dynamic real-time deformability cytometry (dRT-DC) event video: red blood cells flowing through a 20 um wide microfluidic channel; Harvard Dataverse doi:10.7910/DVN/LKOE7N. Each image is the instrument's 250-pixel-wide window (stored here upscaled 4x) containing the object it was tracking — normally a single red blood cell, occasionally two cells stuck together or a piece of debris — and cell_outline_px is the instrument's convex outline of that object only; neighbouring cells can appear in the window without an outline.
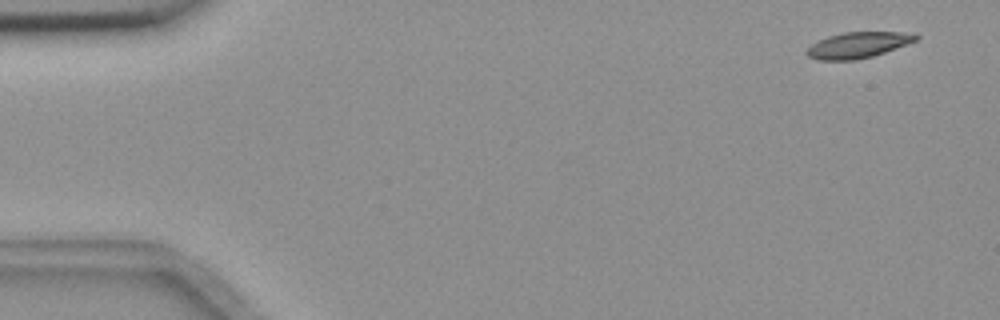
{"species": "common noctule bat (a hibernating species)", "species_latin": "Nyctalus noctula", "temperature_condition": "room temperature", "stored_images_in_passage": 52, "camera_frame_rate_fps": 3000, "um_per_image_px": 0.085, "animal": {"sex": "female", "body_mass_g": 18.4}, "frame": {"image": 1, "passage_image": 3, "time_ms": 0.667, "image_size_px": [1000, 320], "cell_outline_px": [[920, 36], [916, 40], [884, 52], [872, 56], [856, 60], [816, 60], [808, 56], [804, 52], [812, 44], [828, 36], [844, 32], [912, 32]], "centroid_in_image_um": [72.91, 3.82], "position_along_channel_um": 12.1, "area_um2": 16.36}}
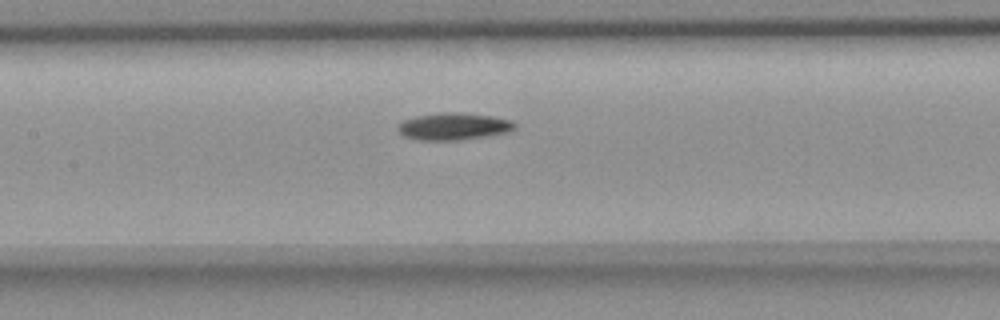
{"frame": {"image": 2, "passage_image": 26, "time_ms": 8.333, "image_size_px": [1000, 320], "cell_outline_px": [[516, 128], [508, 132], [488, 136], [460, 140], [416, 140], [404, 136], [396, 132], [396, 128], [404, 120], [416, 116], [444, 112], [460, 112], [492, 116], [512, 120], [516, 124]], "centroid_in_image_um": [38.56, 10.75], "position_along_channel_um": 168.8, "area_um2": 18.67}}
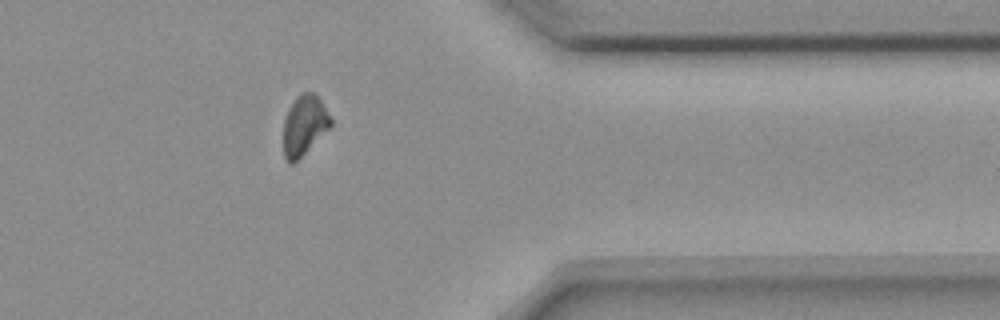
{"frame": {"image": 3, "passage_image": 45, "time_ms": 14.667, "image_size_px": [1000, 320], "cell_outline_px": [[332, 124], [292, 164], [288, 164], [284, 156], [284, 120], [288, 108], [304, 92], [312, 92], [320, 100], [332, 120]], "centroid_in_image_um": [25.84, 10.65], "position_along_channel_um": 385.6, "area_um2": 15.72}}